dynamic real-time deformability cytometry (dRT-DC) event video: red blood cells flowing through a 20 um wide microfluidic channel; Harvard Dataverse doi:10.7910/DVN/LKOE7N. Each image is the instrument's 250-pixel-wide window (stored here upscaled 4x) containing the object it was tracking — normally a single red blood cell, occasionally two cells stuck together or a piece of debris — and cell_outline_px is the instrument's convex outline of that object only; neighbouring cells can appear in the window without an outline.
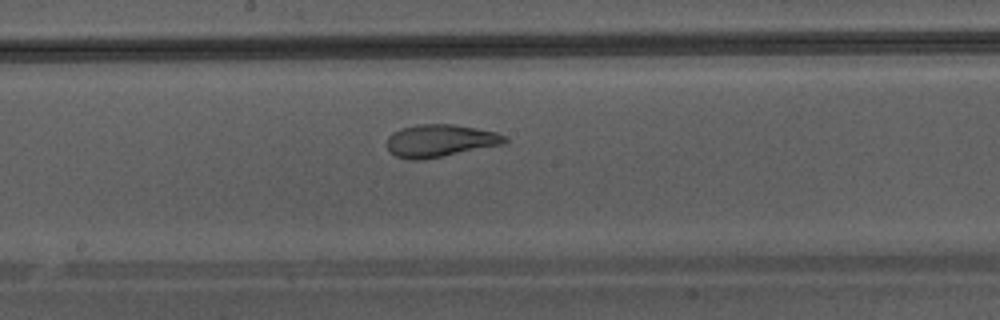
{"species": "Egyptian fruit bat (a non-hibernating species)", "species_latin": "Rousettus aegyptiacus", "temperature_condition": "warm", "stored_images_in_passage": 23, "camera_frame_rate_fps": 3000, "um_per_image_px": 0.085, "animal": {"sex": "male"}, "frame": {"image": 1, "passage_image": 10, "time_ms": 3.0, "image_size_px": [1000, 320], "cell_outline_px": [[508, 144], [424, 160], [412, 160], [396, 156], [388, 152], [388, 136], [392, 132], [400, 128], [420, 124], [452, 124], [476, 128], [496, 132], [508, 136]], "centroid_in_image_um": [37.46, 11.97], "position_along_channel_um": 210.7, "area_um2": 22.77}}